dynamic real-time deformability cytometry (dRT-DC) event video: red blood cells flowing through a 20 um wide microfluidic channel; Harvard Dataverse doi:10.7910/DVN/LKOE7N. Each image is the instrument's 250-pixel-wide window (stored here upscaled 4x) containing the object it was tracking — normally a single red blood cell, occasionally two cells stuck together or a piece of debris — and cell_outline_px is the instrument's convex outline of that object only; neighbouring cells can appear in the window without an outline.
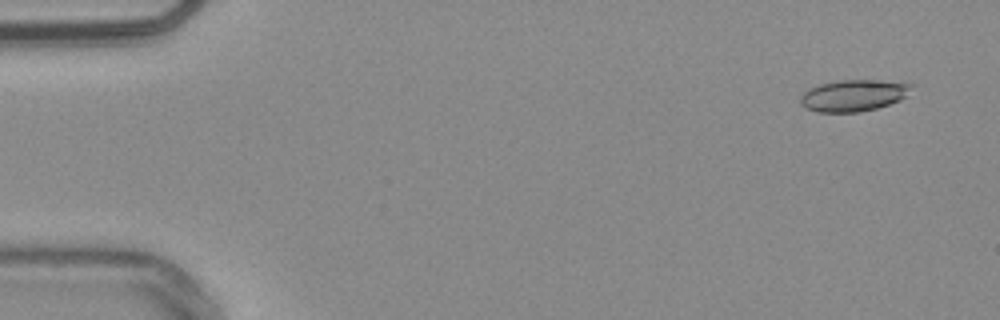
{"species": "common noctule bat (a hibernating species)", "species_latin": "Nyctalus noctula", "temperature_condition": "warm", "stored_images_in_passage": 54, "camera_frame_rate_fps": 3000, "um_per_image_px": 0.085, "animal": {"sex": "male", "body_mass_g": 20.4}, "frame": {"image": 1, "passage_image": 4, "time_ms": 1.0, "image_size_px": [1000, 320], "cell_outline_px": [[912, 84], [904, 96], [900, 100], [876, 108], [860, 112], [816, 112], [800, 104], [800, 96], [804, 92], [820, 84], [840, 80], [880, 80]], "centroid_in_image_um": [72.5, 8.12], "position_along_channel_um": 12.5, "area_um2": 20.06}}
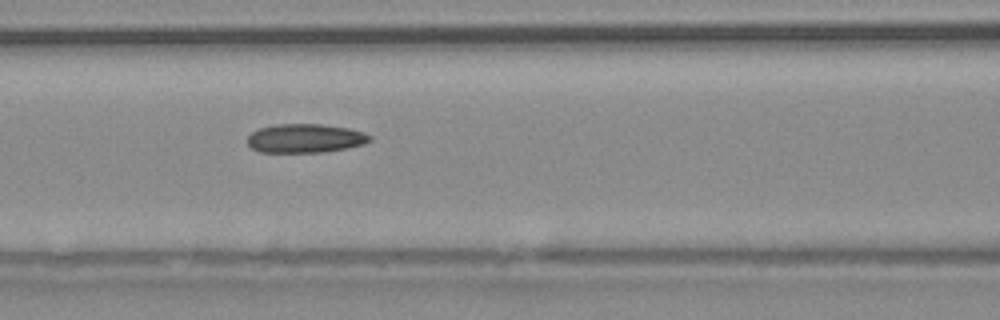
{"frame": {"image": 2, "passage_image": 24, "time_ms": 7.667, "image_size_px": [1000, 320], "cell_outline_px": [[372, 140], [364, 144], [348, 148], [324, 152], [260, 152], [252, 148], [248, 144], [248, 136], [252, 132], [260, 128], [276, 124], [320, 124], [348, 128], [364, 132], [372, 136]], "centroid_in_image_um": [25.98, 11.76], "position_along_channel_um": 140.6, "area_um2": 20.63}}
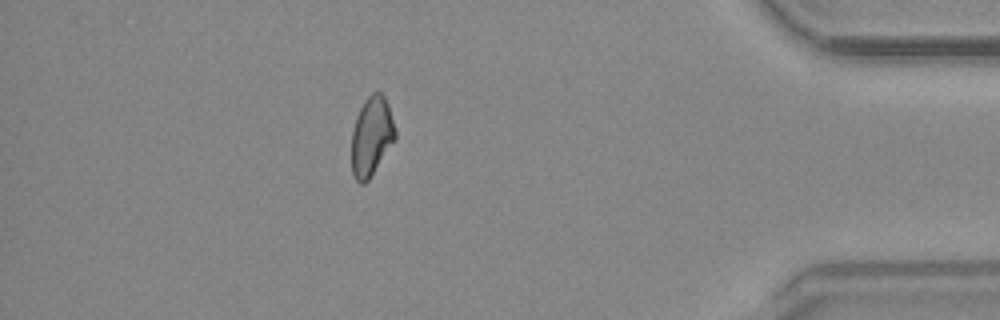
{"frame": {"image": 3, "passage_image": 48, "time_ms": 15.667, "image_size_px": [1000, 320], "cell_outline_px": [[396, 140], [368, 180], [364, 184], [360, 184], [356, 180], [352, 172], [352, 132], [356, 116], [364, 100], [372, 92], [380, 92], [384, 96], [388, 104], [396, 132]], "centroid_in_image_um": [31.58, 11.58], "position_along_channel_um": 403.6, "area_um2": 20.17}, "authors_computed_cell_mechanics": {"area_um2": 20.2589, "velocity_mm_per_s": 3.8326, "shape_relaxation_time_tau1_ms": 6.5096, "shape_relaxation_time_tau2_ms": 7.1777, "deformation_change_tau1": 0.1546, "deformation_change_tau2": 0.1467}}